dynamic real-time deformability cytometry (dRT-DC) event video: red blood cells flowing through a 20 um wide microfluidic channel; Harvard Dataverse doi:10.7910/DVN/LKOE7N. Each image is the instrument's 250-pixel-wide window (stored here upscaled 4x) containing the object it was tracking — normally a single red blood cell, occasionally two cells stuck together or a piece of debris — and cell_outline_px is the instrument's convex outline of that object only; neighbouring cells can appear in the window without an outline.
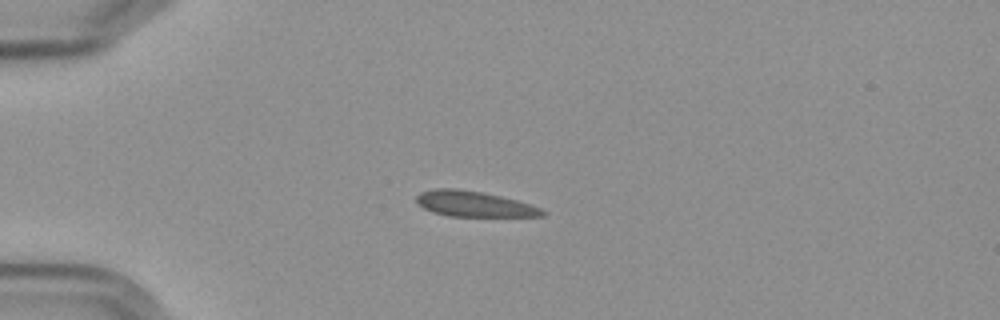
{"species": "Egyptian fruit bat (a non-hibernating species)", "species_latin": "Rousettus aegyptiacus", "temperature_condition": "cold", "stored_images_in_passage": 4, "camera_frame_rate_fps": 3000, "um_per_image_px": 0.085, "frame": {"image": 1, "passage_image": 3, "time_ms": 2.333, "image_size_px": [1000, 320], "cell_outline_px": [[548, 212], [544, 216], [448, 216], [432, 212], [424, 208], [416, 200], [416, 196], [420, 192], [436, 188], [456, 188], [480, 192], [500, 196], [516, 200], [540, 208]], "centroid_in_image_um": [40.28, 17.34], "position_along_channel_um": 44.7, "area_um2": 18.55}}